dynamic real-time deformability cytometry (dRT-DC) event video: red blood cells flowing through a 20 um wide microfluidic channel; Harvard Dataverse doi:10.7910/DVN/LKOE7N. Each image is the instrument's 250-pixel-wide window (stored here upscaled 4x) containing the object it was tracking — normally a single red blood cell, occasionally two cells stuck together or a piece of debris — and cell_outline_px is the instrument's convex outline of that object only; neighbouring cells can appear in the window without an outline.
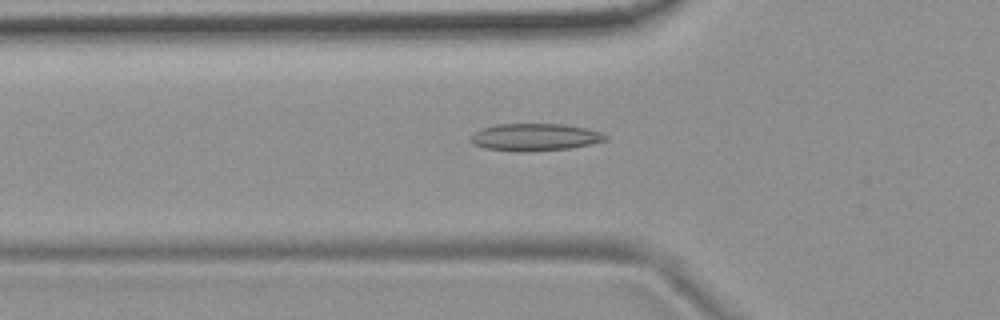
{"species": "common noctule bat (a hibernating species)", "species_latin": "Nyctalus noctula", "temperature_condition": "room temperature", "stored_images_in_passage": 54, "camera_frame_rate_fps": 3000, "um_per_image_px": 0.085, "animal": {"sex": "female", "body_mass_g": 19.9}, "frame": {"image": 1, "passage_image": 18, "time_ms": 5.667, "image_size_px": [1000, 320], "cell_outline_px": [[608, 140], [592, 144], [568, 148], [520, 152], [484, 148], [472, 144], [468, 140], [468, 136], [472, 132], [480, 128], [496, 124], [564, 124], [584, 128], [600, 132], [608, 136]], "centroid_in_image_um": [45.38, 11.65], "position_along_channel_um": 80.4, "area_um2": 21.68}}
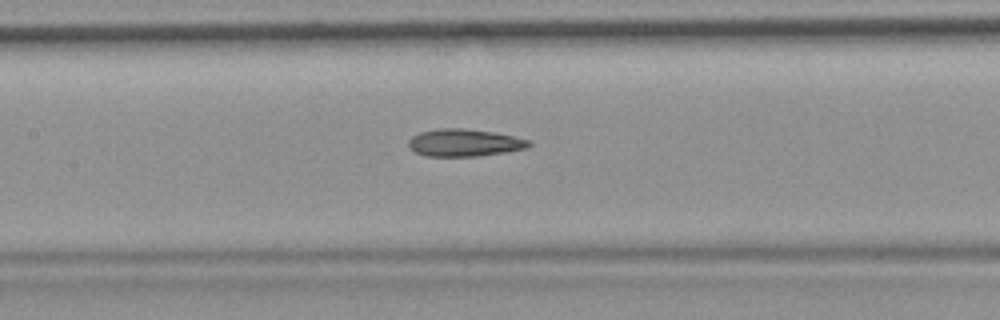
{"frame": {"image": 2, "passage_image": 25, "time_ms": 8.0, "image_size_px": [1000, 320], "cell_outline_px": [[532, 144], [528, 148], [508, 152], [480, 156], [424, 156], [408, 148], [408, 140], [412, 136], [420, 132], [440, 128], [464, 128], [496, 132], [532, 140]], "centroid_in_image_um": [39.51, 12.13], "position_along_channel_um": 167.9, "area_um2": 19.59}}
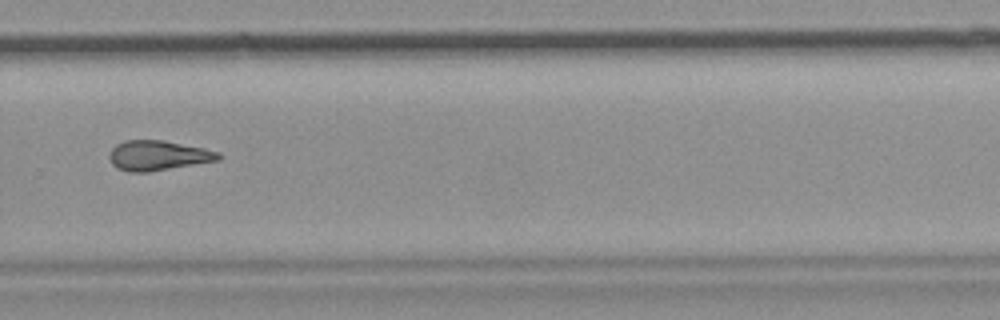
{"frame": {"image": 3, "passage_image": 37, "time_ms": 12.0, "image_size_px": [1000, 320], "cell_outline_px": [[220, 160], [148, 172], [128, 172], [116, 168], [112, 164], [108, 156], [112, 148], [116, 144], [124, 140], [164, 140], [204, 148], [220, 152]], "centroid_in_image_um": [13.41, 13.21], "position_along_channel_um": 316.4, "area_um2": 19.13}, "authors_computed_cell_mechanics": {"area_um2": 19.4497, "velocity_mm_per_s": 3.719, "shape_relaxation_time_tau1_ms": null, "shape_relaxation_time_tau2_ms": 6.6602, "deformation_change_tau1": null, "deformation_change_tau2": 0.1769}}